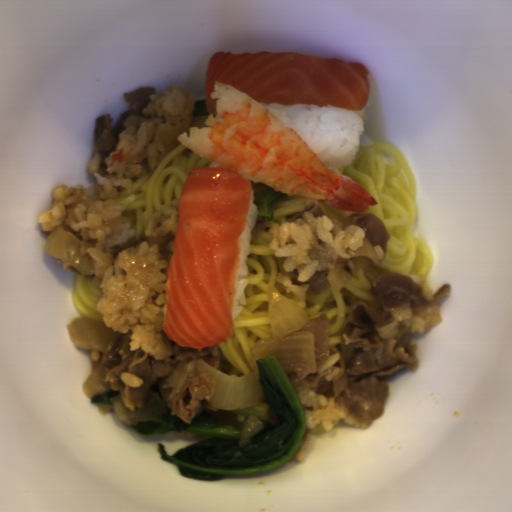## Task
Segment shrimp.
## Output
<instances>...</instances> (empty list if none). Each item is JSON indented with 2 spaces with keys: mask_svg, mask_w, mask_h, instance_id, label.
Listing matches in <instances>:
<instances>
[{
  "mask_svg": "<svg viewBox=\"0 0 512 512\" xmlns=\"http://www.w3.org/2000/svg\"><path fill=\"white\" fill-rule=\"evenodd\" d=\"M216 115L189 127L177 142L210 166L229 167L251 182L288 197L325 200L345 212L364 213L379 201L359 182L326 165L303 137L274 112L227 83L213 82Z\"/></svg>",
  "mask_w": 512,
  "mask_h": 512,
  "instance_id": "1",
  "label": "shrimp"
}]
</instances>
